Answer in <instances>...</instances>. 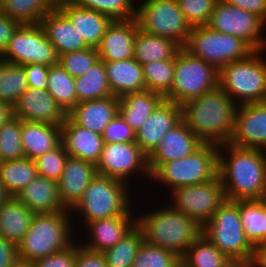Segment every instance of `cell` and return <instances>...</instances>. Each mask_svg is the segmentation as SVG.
<instances>
[{
  "label": "cell",
  "mask_w": 266,
  "mask_h": 267,
  "mask_svg": "<svg viewBox=\"0 0 266 267\" xmlns=\"http://www.w3.org/2000/svg\"><path fill=\"white\" fill-rule=\"evenodd\" d=\"M218 175L226 199H258L266 188V151L218 145Z\"/></svg>",
  "instance_id": "1"
},
{
  "label": "cell",
  "mask_w": 266,
  "mask_h": 267,
  "mask_svg": "<svg viewBox=\"0 0 266 267\" xmlns=\"http://www.w3.org/2000/svg\"><path fill=\"white\" fill-rule=\"evenodd\" d=\"M237 107L232 98L218 86L182 104V121L204 143H229Z\"/></svg>",
  "instance_id": "2"
},
{
  "label": "cell",
  "mask_w": 266,
  "mask_h": 267,
  "mask_svg": "<svg viewBox=\"0 0 266 267\" xmlns=\"http://www.w3.org/2000/svg\"><path fill=\"white\" fill-rule=\"evenodd\" d=\"M135 185L136 183L131 187L123 181L96 174L89 182L81 199L70 210L75 231L78 226L83 228L87 223L98 219L137 215L135 209L140 205L135 203L139 199L134 197L137 195L140 198V195L135 193L141 189L136 188ZM133 188H136L134 192Z\"/></svg>",
  "instance_id": "3"
},
{
  "label": "cell",
  "mask_w": 266,
  "mask_h": 267,
  "mask_svg": "<svg viewBox=\"0 0 266 267\" xmlns=\"http://www.w3.org/2000/svg\"><path fill=\"white\" fill-rule=\"evenodd\" d=\"M164 202L160 206L156 204L159 208L147 207L148 211L142 210V213L138 209L137 226L142 230L146 243L171 250L182 257L202 233V227L168 202Z\"/></svg>",
  "instance_id": "4"
},
{
  "label": "cell",
  "mask_w": 266,
  "mask_h": 267,
  "mask_svg": "<svg viewBox=\"0 0 266 267\" xmlns=\"http://www.w3.org/2000/svg\"><path fill=\"white\" fill-rule=\"evenodd\" d=\"M72 219L68 209L34 214L28 232L17 245L19 260L35 262L71 246L77 239Z\"/></svg>",
  "instance_id": "5"
},
{
  "label": "cell",
  "mask_w": 266,
  "mask_h": 267,
  "mask_svg": "<svg viewBox=\"0 0 266 267\" xmlns=\"http://www.w3.org/2000/svg\"><path fill=\"white\" fill-rule=\"evenodd\" d=\"M218 175V145L203 143L196 151L182 159L163 163L152 175L155 190L166 189V195L177 187L208 182ZM155 184V186H154ZM163 186V187H162Z\"/></svg>",
  "instance_id": "6"
},
{
  "label": "cell",
  "mask_w": 266,
  "mask_h": 267,
  "mask_svg": "<svg viewBox=\"0 0 266 267\" xmlns=\"http://www.w3.org/2000/svg\"><path fill=\"white\" fill-rule=\"evenodd\" d=\"M264 53L266 49L254 50L246 58L226 64L219 70L218 86L237 105L266 101Z\"/></svg>",
  "instance_id": "7"
},
{
  "label": "cell",
  "mask_w": 266,
  "mask_h": 267,
  "mask_svg": "<svg viewBox=\"0 0 266 267\" xmlns=\"http://www.w3.org/2000/svg\"><path fill=\"white\" fill-rule=\"evenodd\" d=\"M205 235L229 259L252 260L254 246L246 238L239 214V200L226 199L202 227Z\"/></svg>",
  "instance_id": "8"
},
{
  "label": "cell",
  "mask_w": 266,
  "mask_h": 267,
  "mask_svg": "<svg viewBox=\"0 0 266 267\" xmlns=\"http://www.w3.org/2000/svg\"><path fill=\"white\" fill-rule=\"evenodd\" d=\"M219 71L182 47L175 57L174 80L164 99L182 105L218 87Z\"/></svg>",
  "instance_id": "9"
},
{
  "label": "cell",
  "mask_w": 266,
  "mask_h": 267,
  "mask_svg": "<svg viewBox=\"0 0 266 267\" xmlns=\"http://www.w3.org/2000/svg\"><path fill=\"white\" fill-rule=\"evenodd\" d=\"M136 20L143 32L171 39L181 47H185L193 28L177 0H140Z\"/></svg>",
  "instance_id": "10"
},
{
  "label": "cell",
  "mask_w": 266,
  "mask_h": 267,
  "mask_svg": "<svg viewBox=\"0 0 266 267\" xmlns=\"http://www.w3.org/2000/svg\"><path fill=\"white\" fill-rule=\"evenodd\" d=\"M218 71L226 64L246 58L254 50L241 38L223 34L208 26H195L184 47Z\"/></svg>",
  "instance_id": "11"
},
{
  "label": "cell",
  "mask_w": 266,
  "mask_h": 267,
  "mask_svg": "<svg viewBox=\"0 0 266 267\" xmlns=\"http://www.w3.org/2000/svg\"><path fill=\"white\" fill-rule=\"evenodd\" d=\"M96 171L97 174L123 181L129 186L136 182L137 178V185L140 186L142 176V181L147 185L151 182L148 156L135 142L105 143L100 160L96 164Z\"/></svg>",
  "instance_id": "12"
},
{
  "label": "cell",
  "mask_w": 266,
  "mask_h": 267,
  "mask_svg": "<svg viewBox=\"0 0 266 267\" xmlns=\"http://www.w3.org/2000/svg\"><path fill=\"white\" fill-rule=\"evenodd\" d=\"M166 196L169 198L165 202L195 220L201 227L226 200L219 175L202 184L177 187Z\"/></svg>",
  "instance_id": "13"
},
{
  "label": "cell",
  "mask_w": 266,
  "mask_h": 267,
  "mask_svg": "<svg viewBox=\"0 0 266 267\" xmlns=\"http://www.w3.org/2000/svg\"><path fill=\"white\" fill-rule=\"evenodd\" d=\"M210 29L241 38L253 50L266 49V23L257 15L218 0L206 25Z\"/></svg>",
  "instance_id": "14"
},
{
  "label": "cell",
  "mask_w": 266,
  "mask_h": 267,
  "mask_svg": "<svg viewBox=\"0 0 266 267\" xmlns=\"http://www.w3.org/2000/svg\"><path fill=\"white\" fill-rule=\"evenodd\" d=\"M54 46L40 24H21L15 31L0 59L19 65L38 63L58 64Z\"/></svg>",
  "instance_id": "15"
},
{
  "label": "cell",
  "mask_w": 266,
  "mask_h": 267,
  "mask_svg": "<svg viewBox=\"0 0 266 267\" xmlns=\"http://www.w3.org/2000/svg\"><path fill=\"white\" fill-rule=\"evenodd\" d=\"M229 143L266 151V101L238 105Z\"/></svg>",
  "instance_id": "16"
},
{
  "label": "cell",
  "mask_w": 266,
  "mask_h": 267,
  "mask_svg": "<svg viewBox=\"0 0 266 267\" xmlns=\"http://www.w3.org/2000/svg\"><path fill=\"white\" fill-rule=\"evenodd\" d=\"M136 224L137 215L98 219L87 223L83 228H76L77 237H79L77 240L90 250L103 252L115 246Z\"/></svg>",
  "instance_id": "17"
},
{
  "label": "cell",
  "mask_w": 266,
  "mask_h": 267,
  "mask_svg": "<svg viewBox=\"0 0 266 267\" xmlns=\"http://www.w3.org/2000/svg\"><path fill=\"white\" fill-rule=\"evenodd\" d=\"M12 115L24 121L61 125L67 113L47 90L28 88L12 108Z\"/></svg>",
  "instance_id": "18"
},
{
  "label": "cell",
  "mask_w": 266,
  "mask_h": 267,
  "mask_svg": "<svg viewBox=\"0 0 266 267\" xmlns=\"http://www.w3.org/2000/svg\"><path fill=\"white\" fill-rule=\"evenodd\" d=\"M182 121L181 105L163 99L136 132L135 143L149 156L162 137Z\"/></svg>",
  "instance_id": "19"
},
{
  "label": "cell",
  "mask_w": 266,
  "mask_h": 267,
  "mask_svg": "<svg viewBox=\"0 0 266 267\" xmlns=\"http://www.w3.org/2000/svg\"><path fill=\"white\" fill-rule=\"evenodd\" d=\"M204 142L181 121L169 130L148 156L151 175L165 162L182 159L196 151Z\"/></svg>",
  "instance_id": "20"
},
{
  "label": "cell",
  "mask_w": 266,
  "mask_h": 267,
  "mask_svg": "<svg viewBox=\"0 0 266 267\" xmlns=\"http://www.w3.org/2000/svg\"><path fill=\"white\" fill-rule=\"evenodd\" d=\"M138 29L136 19L112 21L97 47L99 60L112 62L133 58Z\"/></svg>",
  "instance_id": "21"
},
{
  "label": "cell",
  "mask_w": 266,
  "mask_h": 267,
  "mask_svg": "<svg viewBox=\"0 0 266 267\" xmlns=\"http://www.w3.org/2000/svg\"><path fill=\"white\" fill-rule=\"evenodd\" d=\"M96 174L95 164L68 156L58 181L60 201L66 209L71 210L77 204Z\"/></svg>",
  "instance_id": "22"
},
{
  "label": "cell",
  "mask_w": 266,
  "mask_h": 267,
  "mask_svg": "<svg viewBox=\"0 0 266 267\" xmlns=\"http://www.w3.org/2000/svg\"><path fill=\"white\" fill-rule=\"evenodd\" d=\"M57 8L76 28L89 47L97 48L112 19L95 10L76 5L71 0H62Z\"/></svg>",
  "instance_id": "23"
},
{
  "label": "cell",
  "mask_w": 266,
  "mask_h": 267,
  "mask_svg": "<svg viewBox=\"0 0 266 267\" xmlns=\"http://www.w3.org/2000/svg\"><path fill=\"white\" fill-rule=\"evenodd\" d=\"M61 143L69 156L95 165L105 144L102 135L74 124L68 117L61 124Z\"/></svg>",
  "instance_id": "24"
},
{
  "label": "cell",
  "mask_w": 266,
  "mask_h": 267,
  "mask_svg": "<svg viewBox=\"0 0 266 267\" xmlns=\"http://www.w3.org/2000/svg\"><path fill=\"white\" fill-rule=\"evenodd\" d=\"M118 113L119 97L111 95L80 102L67 113V117L74 124L102 135L105 127Z\"/></svg>",
  "instance_id": "25"
},
{
  "label": "cell",
  "mask_w": 266,
  "mask_h": 267,
  "mask_svg": "<svg viewBox=\"0 0 266 267\" xmlns=\"http://www.w3.org/2000/svg\"><path fill=\"white\" fill-rule=\"evenodd\" d=\"M40 25L58 57L67 52L89 48L76 28L58 8H52L42 18Z\"/></svg>",
  "instance_id": "26"
},
{
  "label": "cell",
  "mask_w": 266,
  "mask_h": 267,
  "mask_svg": "<svg viewBox=\"0 0 266 267\" xmlns=\"http://www.w3.org/2000/svg\"><path fill=\"white\" fill-rule=\"evenodd\" d=\"M34 214L63 211L58 192V182L38 175L15 196Z\"/></svg>",
  "instance_id": "27"
},
{
  "label": "cell",
  "mask_w": 266,
  "mask_h": 267,
  "mask_svg": "<svg viewBox=\"0 0 266 267\" xmlns=\"http://www.w3.org/2000/svg\"><path fill=\"white\" fill-rule=\"evenodd\" d=\"M21 143L25 157L35 160L61 143V125L22 120Z\"/></svg>",
  "instance_id": "28"
},
{
  "label": "cell",
  "mask_w": 266,
  "mask_h": 267,
  "mask_svg": "<svg viewBox=\"0 0 266 267\" xmlns=\"http://www.w3.org/2000/svg\"><path fill=\"white\" fill-rule=\"evenodd\" d=\"M108 84L117 97L128 93L146 91L142 65L134 58L104 62Z\"/></svg>",
  "instance_id": "29"
},
{
  "label": "cell",
  "mask_w": 266,
  "mask_h": 267,
  "mask_svg": "<svg viewBox=\"0 0 266 267\" xmlns=\"http://www.w3.org/2000/svg\"><path fill=\"white\" fill-rule=\"evenodd\" d=\"M34 213L12 196L0 206V235L18 245L28 232Z\"/></svg>",
  "instance_id": "30"
},
{
  "label": "cell",
  "mask_w": 266,
  "mask_h": 267,
  "mask_svg": "<svg viewBox=\"0 0 266 267\" xmlns=\"http://www.w3.org/2000/svg\"><path fill=\"white\" fill-rule=\"evenodd\" d=\"M164 97L149 90L119 97V114L137 132Z\"/></svg>",
  "instance_id": "31"
},
{
  "label": "cell",
  "mask_w": 266,
  "mask_h": 267,
  "mask_svg": "<svg viewBox=\"0 0 266 267\" xmlns=\"http://www.w3.org/2000/svg\"><path fill=\"white\" fill-rule=\"evenodd\" d=\"M182 47L175 41L150 35L138 29L134 41L133 58L140 64L175 58Z\"/></svg>",
  "instance_id": "32"
},
{
  "label": "cell",
  "mask_w": 266,
  "mask_h": 267,
  "mask_svg": "<svg viewBox=\"0 0 266 267\" xmlns=\"http://www.w3.org/2000/svg\"><path fill=\"white\" fill-rule=\"evenodd\" d=\"M37 176L36 162L33 159L24 157L0 164V180L14 197Z\"/></svg>",
  "instance_id": "33"
},
{
  "label": "cell",
  "mask_w": 266,
  "mask_h": 267,
  "mask_svg": "<svg viewBox=\"0 0 266 267\" xmlns=\"http://www.w3.org/2000/svg\"><path fill=\"white\" fill-rule=\"evenodd\" d=\"M78 103L113 95L108 84L104 62L99 60L83 76L74 78Z\"/></svg>",
  "instance_id": "34"
},
{
  "label": "cell",
  "mask_w": 266,
  "mask_h": 267,
  "mask_svg": "<svg viewBox=\"0 0 266 267\" xmlns=\"http://www.w3.org/2000/svg\"><path fill=\"white\" fill-rule=\"evenodd\" d=\"M239 214L246 238L253 246L266 241V210L258 199L239 200Z\"/></svg>",
  "instance_id": "35"
},
{
  "label": "cell",
  "mask_w": 266,
  "mask_h": 267,
  "mask_svg": "<svg viewBox=\"0 0 266 267\" xmlns=\"http://www.w3.org/2000/svg\"><path fill=\"white\" fill-rule=\"evenodd\" d=\"M229 258L202 233L181 257L184 267H222Z\"/></svg>",
  "instance_id": "36"
},
{
  "label": "cell",
  "mask_w": 266,
  "mask_h": 267,
  "mask_svg": "<svg viewBox=\"0 0 266 267\" xmlns=\"http://www.w3.org/2000/svg\"><path fill=\"white\" fill-rule=\"evenodd\" d=\"M28 88L23 66L0 59V101L13 108Z\"/></svg>",
  "instance_id": "37"
},
{
  "label": "cell",
  "mask_w": 266,
  "mask_h": 267,
  "mask_svg": "<svg viewBox=\"0 0 266 267\" xmlns=\"http://www.w3.org/2000/svg\"><path fill=\"white\" fill-rule=\"evenodd\" d=\"M47 91L66 113L78 104L74 78L59 64L50 66Z\"/></svg>",
  "instance_id": "38"
},
{
  "label": "cell",
  "mask_w": 266,
  "mask_h": 267,
  "mask_svg": "<svg viewBox=\"0 0 266 267\" xmlns=\"http://www.w3.org/2000/svg\"><path fill=\"white\" fill-rule=\"evenodd\" d=\"M143 242V232L136 224L115 246L103 251L107 267H132Z\"/></svg>",
  "instance_id": "39"
},
{
  "label": "cell",
  "mask_w": 266,
  "mask_h": 267,
  "mask_svg": "<svg viewBox=\"0 0 266 267\" xmlns=\"http://www.w3.org/2000/svg\"><path fill=\"white\" fill-rule=\"evenodd\" d=\"M51 9L45 0H3V13L20 24H40Z\"/></svg>",
  "instance_id": "40"
},
{
  "label": "cell",
  "mask_w": 266,
  "mask_h": 267,
  "mask_svg": "<svg viewBox=\"0 0 266 267\" xmlns=\"http://www.w3.org/2000/svg\"><path fill=\"white\" fill-rule=\"evenodd\" d=\"M174 70L175 58L142 65L146 90L159 93L165 97L171 91Z\"/></svg>",
  "instance_id": "41"
},
{
  "label": "cell",
  "mask_w": 266,
  "mask_h": 267,
  "mask_svg": "<svg viewBox=\"0 0 266 267\" xmlns=\"http://www.w3.org/2000/svg\"><path fill=\"white\" fill-rule=\"evenodd\" d=\"M22 119L13 115L0 127V158L1 161L24 158L21 143Z\"/></svg>",
  "instance_id": "42"
},
{
  "label": "cell",
  "mask_w": 266,
  "mask_h": 267,
  "mask_svg": "<svg viewBox=\"0 0 266 267\" xmlns=\"http://www.w3.org/2000/svg\"><path fill=\"white\" fill-rule=\"evenodd\" d=\"M76 5L95 10L114 20L136 19L135 0H71Z\"/></svg>",
  "instance_id": "43"
},
{
  "label": "cell",
  "mask_w": 266,
  "mask_h": 267,
  "mask_svg": "<svg viewBox=\"0 0 266 267\" xmlns=\"http://www.w3.org/2000/svg\"><path fill=\"white\" fill-rule=\"evenodd\" d=\"M180 264L181 257L175 252L144 241L138 249L132 267H178Z\"/></svg>",
  "instance_id": "44"
},
{
  "label": "cell",
  "mask_w": 266,
  "mask_h": 267,
  "mask_svg": "<svg viewBox=\"0 0 266 267\" xmlns=\"http://www.w3.org/2000/svg\"><path fill=\"white\" fill-rule=\"evenodd\" d=\"M98 61V50L94 47L67 52L58 58V64L73 78L83 76Z\"/></svg>",
  "instance_id": "45"
},
{
  "label": "cell",
  "mask_w": 266,
  "mask_h": 267,
  "mask_svg": "<svg viewBox=\"0 0 266 267\" xmlns=\"http://www.w3.org/2000/svg\"><path fill=\"white\" fill-rule=\"evenodd\" d=\"M62 143L35 159L38 175L59 181L68 158Z\"/></svg>",
  "instance_id": "46"
},
{
  "label": "cell",
  "mask_w": 266,
  "mask_h": 267,
  "mask_svg": "<svg viewBox=\"0 0 266 267\" xmlns=\"http://www.w3.org/2000/svg\"><path fill=\"white\" fill-rule=\"evenodd\" d=\"M180 10L192 27L208 24L218 0H177Z\"/></svg>",
  "instance_id": "47"
},
{
  "label": "cell",
  "mask_w": 266,
  "mask_h": 267,
  "mask_svg": "<svg viewBox=\"0 0 266 267\" xmlns=\"http://www.w3.org/2000/svg\"><path fill=\"white\" fill-rule=\"evenodd\" d=\"M104 143H126L136 141V132L125 122L118 113L105 127L102 134Z\"/></svg>",
  "instance_id": "48"
},
{
  "label": "cell",
  "mask_w": 266,
  "mask_h": 267,
  "mask_svg": "<svg viewBox=\"0 0 266 267\" xmlns=\"http://www.w3.org/2000/svg\"><path fill=\"white\" fill-rule=\"evenodd\" d=\"M74 267H107V265L103 252L90 250L76 240Z\"/></svg>",
  "instance_id": "49"
},
{
  "label": "cell",
  "mask_w": 266,
  "mask_h": 267,
  "mask_svg": "<svg viewBox=\"0 0 266 267\" xmlns=\"http://www.w3.org/2000/svg\"><path fill=\"white\" fill-rule=\"evenodd\" d=\"M34 264L35 267H74L75 242L63 251L36 260Z\"/></svg>",
  "instance_id": "50"
},
{
  "label": "cell",
  "mask_w": 266,
  "mask_h": 267,
  "mask_svg": "<svg viewBox=\"0 0 266 267\" xmlns=\"http://www.w3.org/2000/svg\"><path fill=\"white\" fill-rule=\"evenodd\" d=\"M29 88L47 90L48 89V74L50 66L38 63L22 65Z\"/></svg>",
  "instance_id": "51"
},
{
  "label": "cell",
  "mask_w": 266,
  "mask_h": 267,
  "mask_svg": "<svg viewBox=\"0 0 266 267\" xmlns=\"http://www.w3.org/2000/svg\"><path fill=\"white\" fill-rule=\"evenodd\" d=\"M18 261L17 245L0 235V267H14Z\"/></svg>",
  "instance_id": "52"
},
{
  "label": "cell",
  "mask_w": 266,
  "mask_h": 267,
  "mask_svg": "<svg viewBox=\"0 0 266 267\" xmlns=\"http://www.w3.org/2000/svg\"><path fill=\"white\" fill-rule=\"evenodd\" d=\"M226 4L257 15L266 23V0H223Z\"/></svg>",
  "instance_id": "53"
},
{
  "label": "cell",
  "mask_w": 266,
  "mask_h": 267,
  "mask_svg": "<svg viewBox=\"0 0 266 267\" xmlns=\"http://www.w3.org/2000/svg\"><path fill=\"white\" fill-rule=\"evenodd\" d=\"M21 24L7 15L0 14V54L6 49L11 37Z\"/></svg>",
  "instance_id": "54"
},
{
  "label": "cell",
  "mask_w": 266,
  "mask_h": 267,
  "mask_svg": "<svg viewBox=\"0 0 266 267\" xmlns=\"http://www.w3.org/2000/svg\"><path fill=\"white\" fill-rule=\"evenodd\" d=\"M251 267H266V241L254 246Z\"/></svg>",
  "instance_id": "55"
},
{
  "label": "cell",
  "mask_w": 266,
  "mask_h": 267,
  "mask_svg": "<svg viewBox=\"0 0 266 267\" xmlns=\"http://www.w3.org/2000/svg\"><path fill=\"white\" fill-rule=\"evenodd\" d=\"M12 116V108L0 101V127Z\"/></svg>",
  "instance_id": "56"
},
{
  "label": "cell",
  "mask_w": 266,
  "mask_h": 267,
  "mask_svg": "<svg viewBox=\"0 0 266 267\" xmlns=\"http://www.w3.org/2000/svg\"><path fill=\"white\" fill-rule=\"evenodd\" d=\"M222 267H251V263L247 260L229 259Z\"/></svg>",
  "instance_id": "57"
},
{
  "label": "cell",
  "mask_w": 266,
  "mask_h": 267,
  "mask_svg": "<svg viewBox=\"0 0 266 267\" xmlns=\"http://www.w3.org/2000/svg\"><path fill=\"white\" fill-rule=\"evenodd\" d=\"M11 194L7 191L6 187L0 180V206L11 198Z\"/></svg>",
  "instance_id": "58"
},
{
  "label": "cell",
  "mask_w": 266,
  "mask_h": 267,
  "mask_svg": "<svg viewBox=\"0 0 266 267\" xmlns=\"http://www.w3.org/2000/svg\"><path fill=\"white\" fill-rule=\"evenodd\" d=\"M14 267H35L34 262L19 260Z\"/></svg>",
  "instance_id": "59"
},
{
  "label": "cell",
  "mask_w": 266,
  "mask_h": 267,
  "mask_svg": "<svg viewBox=\"0 0 266 267\" xmlns=\"http://www.w3.org/2000/svg\"><path fill=\"white\" fill-rule=\"evenodd\" d=\"M258 200L261 202L262 207L266 210V188L263 190Z\"/></svg>",
  "instance_id": "60"
},
{
  "label": "cell",
  "mask_w": 266,
  "mask_h": 267,
  "mask_svg": "<svg viewBox=\"0 0 266 267\" xmlns=\"http://www.w3.org/2000/svg\"><path fill=\"white\" fill-rule=\"evenodd\" d=\"M52 8H57L62 0H45Z\"/></svg>",
  "instance_id": "61"
},
{
  "label": "cell",
  "mask_w": 266,
  "mask_h": 267,
  "mask_svg": "<svg viewBox=\"0 0 266 267\" xmlns=\"http://www.w3.org/2000/svg\"><path fill=\"white\" fill-rule=\"evenodd\" d=\"M0 14H3V0H0Z\"/></svg>",
  "instance_id": "62"
}]
</instances>
